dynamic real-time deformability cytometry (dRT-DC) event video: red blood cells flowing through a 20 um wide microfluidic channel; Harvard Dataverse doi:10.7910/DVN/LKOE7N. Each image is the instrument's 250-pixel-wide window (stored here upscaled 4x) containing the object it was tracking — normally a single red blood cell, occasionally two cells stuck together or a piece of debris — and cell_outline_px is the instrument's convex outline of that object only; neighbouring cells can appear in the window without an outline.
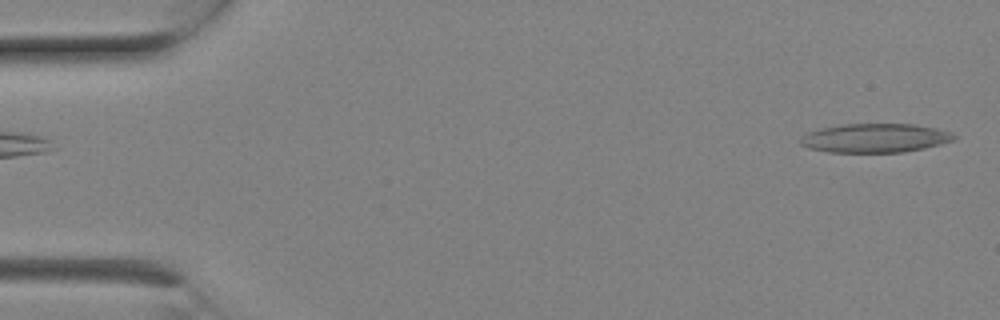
{"species": "Egyptian fruit bat (a non-hibernating species)", "species_latin": "Rousettus aegyptiacus", "temperature_condition": "room temperature", "stored_images_in_passage": 4, "camera_frame_rate_fps": 3000, "um_per_image_px": 0.085, "animal": {"sex": "female"}, "frame": {"image": 1, "passage_image": 4, "time_ms": 1.0, "image_size_px": [1000, 320], "cell_outline_px": [[956, 136], [952, 140], [940, 144], [924, 148], [904, 152], [828, 152], [808, 148], [800, 144], [800, 136], [808, 132], [820, 128], [840, 124], [912, 124], [936, 128], [952, 132]], "centroid_in_image_um": [74.34, 11.73], "position_along_channel_um": 10.7, "area_um2": 25.95}}